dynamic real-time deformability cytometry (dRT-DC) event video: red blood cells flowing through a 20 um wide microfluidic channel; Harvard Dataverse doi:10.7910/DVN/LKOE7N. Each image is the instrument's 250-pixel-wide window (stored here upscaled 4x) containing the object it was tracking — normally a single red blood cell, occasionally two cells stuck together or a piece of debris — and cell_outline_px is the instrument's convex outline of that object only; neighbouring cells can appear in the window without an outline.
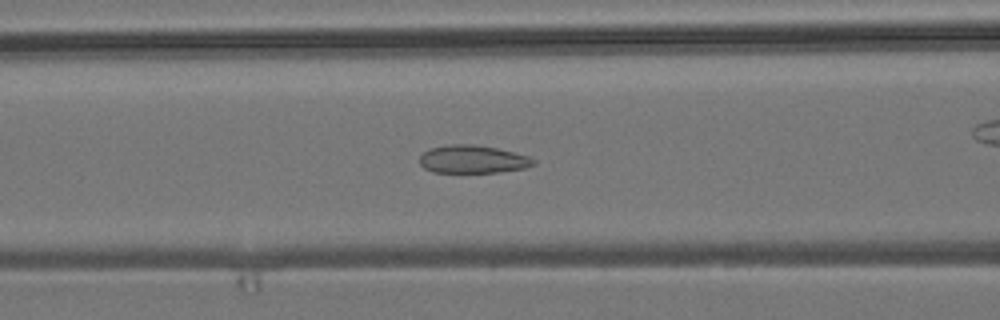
{"species": "common noctule bat (a hibernating species)", "species_latin": "Nyctalus noctula", "temperature_condition": "room temperature", "stored_images_in_passage": 39, "camera_frame_rate_fps": 3000, "um_per_image_px": 0.085, "animal": {"sex": "male", "body_mass_g": 19.2, "forearm_length_mm": 51.8}, "frame": {"image": 1, "passage_image": 6, "time_ms": 1.667, "image_size_px": [1000, 320], "cell_outline_px": [[536, 164], [524, 168], [496, 172], [432, 172], [424, 168], [420, 164], [420, 156], [424, 152], [432, 148], [448, 144], [472, 144], [496, 148], [528, 156], [536, 160]], "centroid_in_image_um": [40.17, 13.54], "position_along_channel_um": 126.4, "area_um2": 18.38}}
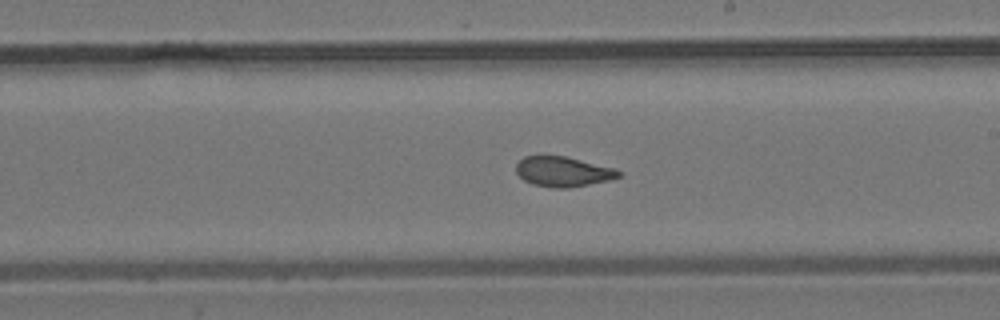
{"frame": {"image": 2, "passage_image": 15, "time_ms": 4.667, "image_size_px": [1000, 320], "cell_outline_px": [[624, 172], [620, 176], [608, 180], [568, 188], [552, 188], [532, 184], [524, 180], [516, 172], [516, 164], [524, 156], [564, 156], [616, 168]], "centroid_in_image_um": [47.87, 14.59], "position_along_channel_um": 241.1, "area_um2": 17.92}}
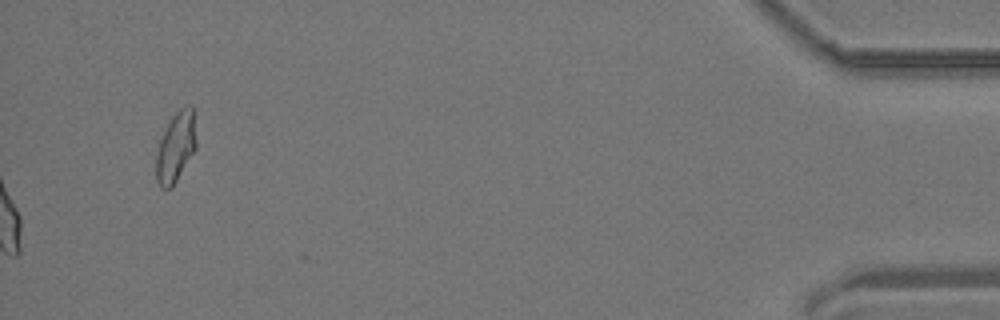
{"frame": {"image": 3, "passage_image": 39, "time_ms": 12.667, "image_size_px": [1000, 320], "cell_outline_px": [[196, 148], [172, 188], [160, 188], [156, 180], [156, 152], [160, 140], [168, 120], [180, 108], [192, 108], [196, 140]], "centroid_in_image_um": [14.91, 12.55], "position_along_channel_um": 420.3, "area_um2": 16.18}, "authors_computed_cell_mechanics": {"area_um2": 18.3804, "velocity_mm_per_s": 3.8357, "shape_relaxation_time_tau1_ms": null, "shape_relaxation_time_tau2_ms": 1.0372, "deformation_change_tau1": null, "deformation_change_tau2": 0.0736}}